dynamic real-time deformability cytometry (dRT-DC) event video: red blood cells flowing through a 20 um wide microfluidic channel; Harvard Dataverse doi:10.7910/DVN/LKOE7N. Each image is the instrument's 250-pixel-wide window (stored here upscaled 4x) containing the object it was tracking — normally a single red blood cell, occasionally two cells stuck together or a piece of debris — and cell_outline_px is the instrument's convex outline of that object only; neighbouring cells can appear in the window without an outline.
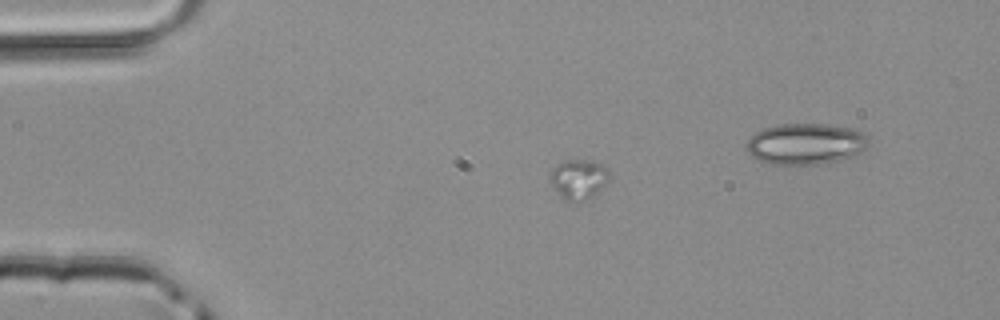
{"species": "common noctule bat (a hibernating species)", "species_latin": "Nyctalus noctula", "temperature_condition": "room temperature", "stored_images_in_passage": 9, "camera_frame_rate_fps": 3000, "um_per_image_px": 0.085, "animal": {"sex": "male", "body_mass_g": 20.4}, "frame": {"image": 1, "passage_image": 1, "time_ms": 0.0, "image_size_px": [1000, 320], "cell_outline_px": [[608, 180], [600, 192], [584, 200], [564, 200], [556, 192], [552, 184], [552, 168], [556, 164], [564, 160], [592, 160], [604, 164], [608, 168]], "centroid_in_image_um": [49.22, 15.2], "position_along_channel_um": 35.8, "area_um2": 13.7}}